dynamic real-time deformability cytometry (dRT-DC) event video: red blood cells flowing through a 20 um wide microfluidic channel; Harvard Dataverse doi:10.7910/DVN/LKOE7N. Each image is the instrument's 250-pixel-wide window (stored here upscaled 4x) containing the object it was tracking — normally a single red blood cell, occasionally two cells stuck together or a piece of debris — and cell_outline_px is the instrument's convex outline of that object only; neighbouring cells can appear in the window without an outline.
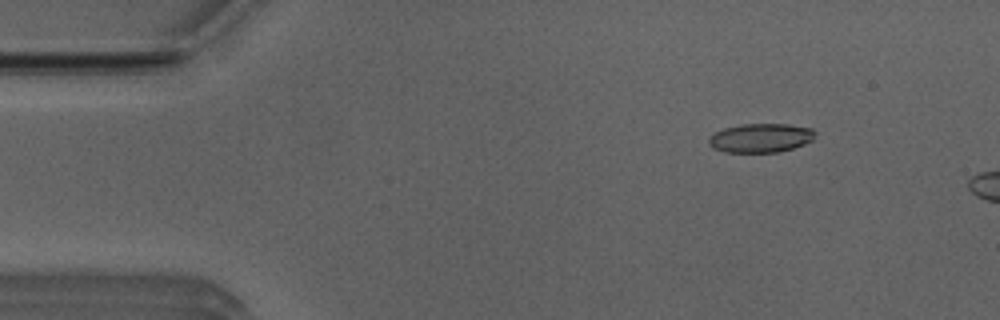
{"species": "Egyptian fruit bat (a non-hibernating species)", "species_latin": "Rousettus aegyptiacus", "temperature_condition": "room temperature", "stored_images_in_passage": 11, "camera_frame_rate_fps": 3000, "um_per_image_px": 0.085, "animal": {"sex": "male"}, "frame": {"image": 1, "passage_image": 7, "time_ms": 2.0, "image_size_px": [1000, 320], "cell_outline_px": [[816, 132], [812, 140], [804, 144], [780, 152], [724, 152], [712, 148], [708, 144], [708, 140], [716, 132], [724, 128], [740, 124], [788, 124], [812, 128]], "centroid_in_image_um": [64.66, 11.72], "position_along_channel_um": 20.3, "area_um2": 17.98}}